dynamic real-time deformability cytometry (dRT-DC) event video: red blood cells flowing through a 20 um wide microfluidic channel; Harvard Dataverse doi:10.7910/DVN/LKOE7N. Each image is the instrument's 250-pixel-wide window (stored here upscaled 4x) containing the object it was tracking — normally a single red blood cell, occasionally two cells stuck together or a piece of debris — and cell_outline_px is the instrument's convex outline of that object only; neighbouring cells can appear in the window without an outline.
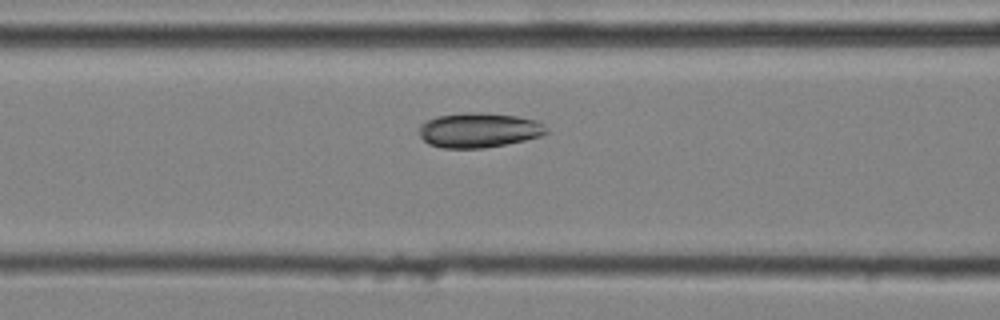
{"species": "common noctule bat (a hibernating species)", "species_latin": "Nyctalus noctula", "temperature_condition": "cold", "stored_images_in_passage": 14, "camera_frame_rate_fps": 3000, "um_per_image_px": 0.085, "animal": {"sex": "male", "body_mass_g": 20.4}, "frame": {"image": 1, "passage_image": 12, "time_ms": 3.667, "image_size_px": [1000, 320], "cell_outline_px": [[548, 132], [540, 136], [524, 140], [484, 148], [444, 148], [428, 144], [420, 136], [420, 124], [436, 116], [464, 112], [484, 112], [516, 116], [536, 120], [544, 124], [548, 128]], "centroid_in_image_um": [40.71, 11.05], "position_along_channel_um": 125.9, "area_um2": 25.84}}